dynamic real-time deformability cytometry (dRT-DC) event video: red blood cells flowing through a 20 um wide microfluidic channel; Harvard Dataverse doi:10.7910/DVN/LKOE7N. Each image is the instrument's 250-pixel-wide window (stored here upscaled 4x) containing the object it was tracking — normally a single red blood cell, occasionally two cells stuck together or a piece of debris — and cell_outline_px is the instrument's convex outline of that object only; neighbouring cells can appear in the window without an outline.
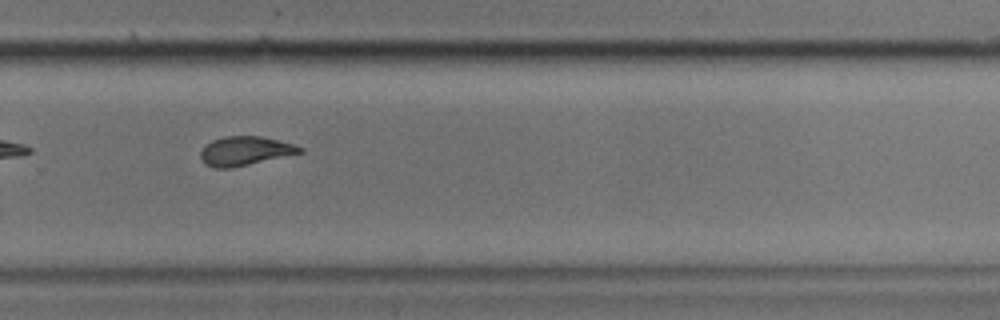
{"species": "common noctule bat (a hibernating species)", "species_latin": "Nyctalus noctula", "temperature_condition": "cold", "stored_images_in_passage": 11, "camera_frame_rate_fps": 3000, "um_per_image_px": 0.085, "animal": {"sex": "male", "body_mass_g": 17.9}, "frame": {"image": 1, "passage_image": 7, "time_ms": 2.0, "image_size_px": [1000, 320], "cell_outline_px": [[304, 152], [232, 168], [212, 168], [204, 164], [200, 156], [200, 152], [212, 140], [224, 136], [260, 136], [292, 144], [304, 148]], "centroid_in_image_um": [20.81, 12.84], "position_along_channel_um": 309.0, "area_um2": 16.7}}
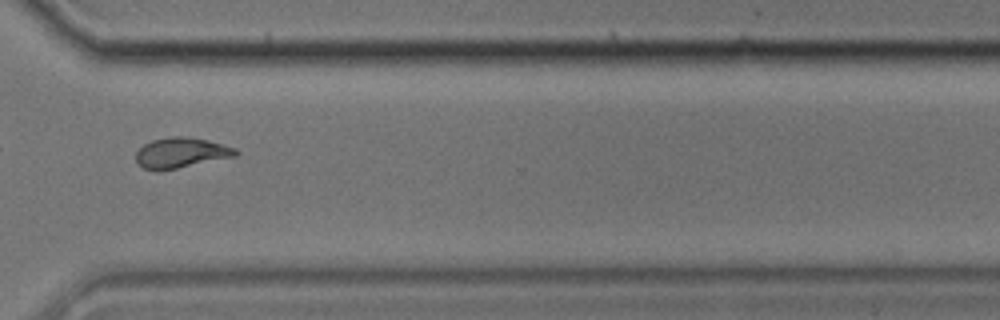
{"frame": {"image": 2, "passage_image": 8, "time_ms": 2.333, "image_size_px": [1000, 320], "cell_outline_px": [[240, 152], [236, 156], [160, 172], [140, 168], [136, 164], [136, 152], [144, 144], [152, 140], [172, 136], [188, 136], [208, 140], [236, 148]], "centroid_in_image_um": [15.36, 13.0], "position_along_channel_um": 355.2, "area_um2": 18.03}}